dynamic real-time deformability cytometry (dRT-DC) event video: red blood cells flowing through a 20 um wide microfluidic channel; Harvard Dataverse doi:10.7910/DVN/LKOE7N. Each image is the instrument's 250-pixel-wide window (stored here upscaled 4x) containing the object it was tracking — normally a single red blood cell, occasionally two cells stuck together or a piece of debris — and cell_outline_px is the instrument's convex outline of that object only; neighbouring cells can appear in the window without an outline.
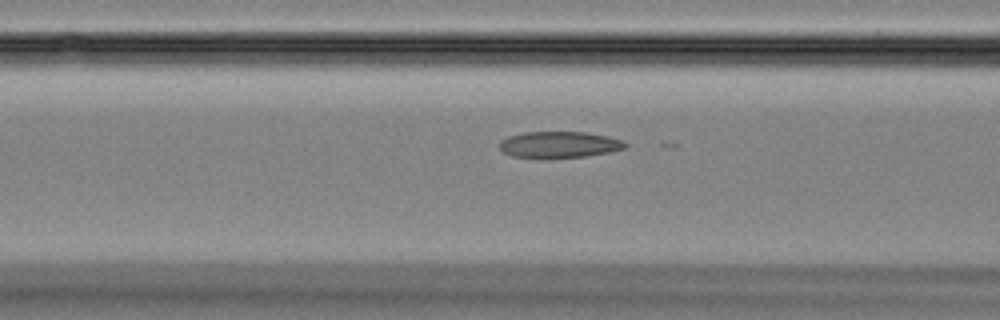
{"species": "Egyptian fruit bat (a non-hibernating species)", "species_latin": "Rousettus aegyptiacus", "temperature_condition": "room temperature", "stored_images_in_passage": 46, "camera_frame_rate_fps": 3000, "um_per_image_px": 0.085, "animal": {"sex": "female"}, "frame": {"image": 1, "passage_image": 19, "time_ms": 6.0, "image_size_px": [1000, 320], "cell_outline_px": [[628, 144], [624, 148], [612, 152], [584, 156], [512, 156], [504, 152], [500, 148], [500, 140], [508, 136], [524, 132], [584, 132], [608, 136], [624, 140]], "centroid_in_image_um": [47.58, 12.26], "position_along_channel_um": 119.0, "area_um2": 18.79}}
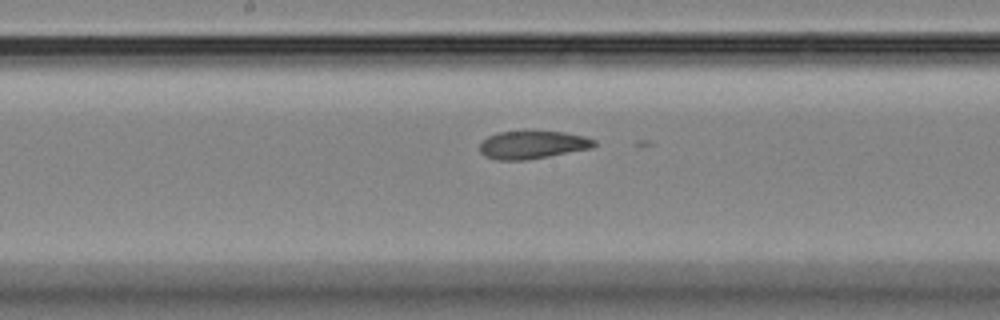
{"frame": {"image": 2, "passage_image": 25, "time_ms": 8.0, "image_size_px": [1000, 320], "cell_outline_px": [[596, 144], [592, 148], [528, 160], [496, 160], [484, 156], [480, 152], [480, 144], [488, 136], [496, 132], [564, 132], [584, 136], [596, 140]], "centroid_in_image_um": [45.26, 12.32], "position_along_channel_um": 202.9, "area_um2": 18.55}}
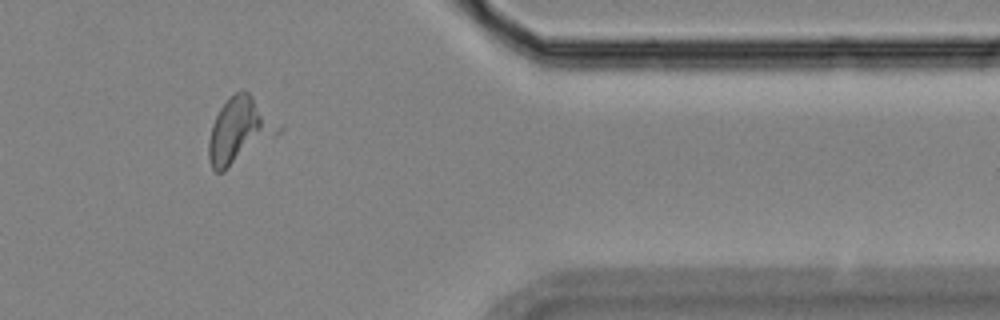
{"frame": {"image": 3, "passage_image": 40, "time_ms": 13.0, "image_size_px": [1000, 320], "cell_outline_px": [[260, 128], [224, 172], [216, 172], [212, 168], [208, 160], [208, 144], [212, 124], [220, 108], [236, 92], [248, 92], [252, 96], [260, 116]], "centroid_in_image_um": [19.76, 11.07], "position_along_channel_um": 391.6, "area_um2": 19.65}}